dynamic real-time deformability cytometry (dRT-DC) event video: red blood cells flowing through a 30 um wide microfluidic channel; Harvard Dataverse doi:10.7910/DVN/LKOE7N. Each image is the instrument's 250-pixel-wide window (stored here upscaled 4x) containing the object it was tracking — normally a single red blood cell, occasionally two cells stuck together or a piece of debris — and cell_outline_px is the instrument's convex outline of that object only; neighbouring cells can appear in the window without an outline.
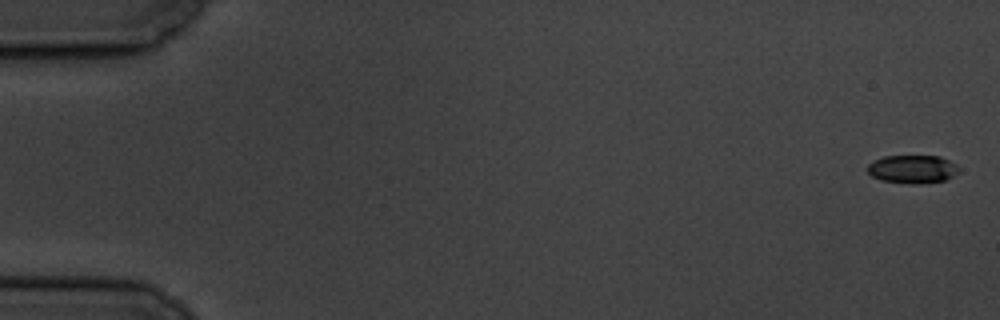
{"species": "common noctule bat (a hibernating species)", "species_latin": "Nyctalus noctula", "temperature_condition": "cold", "stored_images_in_passage": 5, "camera_frame_rate_fps": 3000, "um_per_image_px": 0.085, "animal": {"sex": "male", "body_mass_g": 19.5, "forearm_length_mm": 54.6}, "frame": {"image": 1, "passage_image": 1, "time_ms": 0.0, "image_size_px": [1000, 320], "cell_outline_px": [[956, 172], [952, 176], [944, 180], [920, 184], [912, 184], [880, 180], [872, 176], [864, 168], [872, 160], [884, 156], [940, 156], [956, 164]], "centroid_in_image_um": [77.47, 14.37], "position_along_channel_um": 7.5, "area_um2": 15.03}}
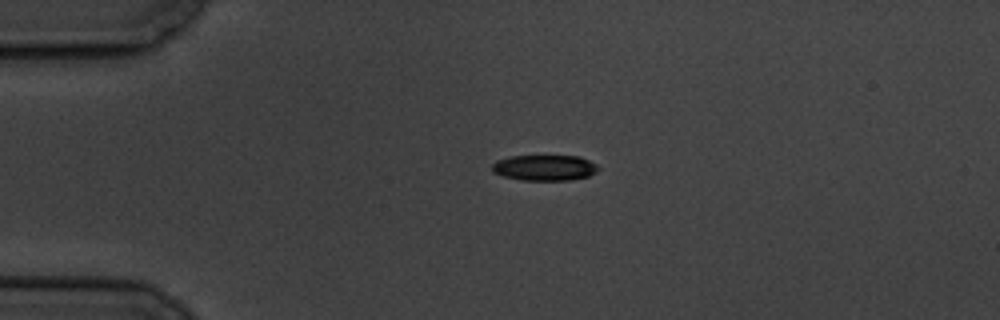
{"frame": {"image": 2, "passage_image": 4, "time_ms": 4.333, "image_size_px": [1000, 320], "cell_outline_px": [[600, 168], [596, 172], [588, 176], [572, 180], [520, 180], [504, 176], [492, 172], [492, 164], [496, 160], [508, 156], [580, 156], [596, 164]], "centroid_in_image_um": [46.28, 14.25], "position_along_channel_um": 38.7, "area_um2": 16.01}}